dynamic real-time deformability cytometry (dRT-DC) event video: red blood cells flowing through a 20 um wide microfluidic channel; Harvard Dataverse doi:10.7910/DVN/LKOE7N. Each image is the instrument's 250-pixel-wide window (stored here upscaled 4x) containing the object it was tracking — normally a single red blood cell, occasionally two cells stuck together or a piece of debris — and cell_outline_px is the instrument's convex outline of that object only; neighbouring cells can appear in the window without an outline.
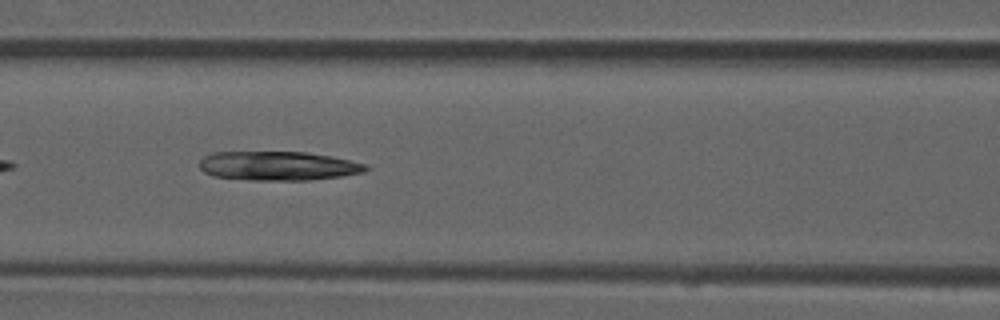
{"species": "common noctule bat (a hibernating species)", "species_latin": "Nyctalus noctula", "temperature_condition": "room temperature", "stored_images_in_passage": 6, "camera_frame_rate_fps": 3000, "um_per_image_px": 0.085, "animal": {"sex": "male", "forearm_length_mm": 52.5}, "frame": {"image": 1, "passage_image": 6, "time_ms": 1.667, "image_size_px": [1000, 320], "cell_outline_px": [[372, 168], [364, 172], [340, 176], [308, 180], [252, 180], [212, 176], [204, 172], [200, 168], [200, 160], [204, 156], [212, 152], [308, 152], [332, 156], [368, 164]], "centroid_in_image_um": [23.67, 14.09], "position_along_channel_um": 142.9, "area_um2": 28.38}}